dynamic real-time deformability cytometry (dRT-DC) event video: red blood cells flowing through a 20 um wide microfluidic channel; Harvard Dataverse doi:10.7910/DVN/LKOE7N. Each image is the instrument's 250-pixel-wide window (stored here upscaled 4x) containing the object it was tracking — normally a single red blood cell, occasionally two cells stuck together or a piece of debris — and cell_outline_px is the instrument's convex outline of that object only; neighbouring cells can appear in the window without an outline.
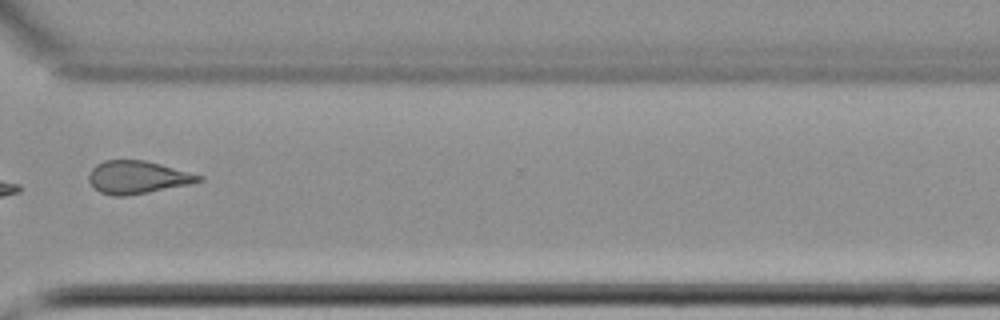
{"species": "common noctule bat (a hibernating species)", "species_latin": "Nyctalus noctula", "temperature_condition": "cold", "stored_images_in_passage": 13, "camera_frame_rate_fps": 3000, "um_per_image_px": 0.085, "animal": {"sex": "female", "body_mass_g": 22.7, "forearm_length_mm": 54.2}, "frame": {"image": 1, "passage_image": 11, "time_ms": 13.667, "image_size_px": [1000, 320], "cell_outline_px": [[204, 180], [188, 184], [128, 196], [112, 196], [100, 192], [92, 188], [88, 180], [88, 176], [92, 168], [96, 164], [104, 160], [144, 160], [160, 164], [204, 176]], "centroid_in_image_um": [11.64, 15.07], "position_along_channel_um": 359.0, "area_um2": 21.04}, "authors_computed_cell_mechanics": {"area_um2": 21.0392, "velocity_mm_per_s": 3.6695, "shape_relaxation_time_tau1_ms": null, "shape_relaxation_time_tau2_ms": 3.752, "deformation_change_tau1": null, "deformation_change_tau2": 0.0932}}